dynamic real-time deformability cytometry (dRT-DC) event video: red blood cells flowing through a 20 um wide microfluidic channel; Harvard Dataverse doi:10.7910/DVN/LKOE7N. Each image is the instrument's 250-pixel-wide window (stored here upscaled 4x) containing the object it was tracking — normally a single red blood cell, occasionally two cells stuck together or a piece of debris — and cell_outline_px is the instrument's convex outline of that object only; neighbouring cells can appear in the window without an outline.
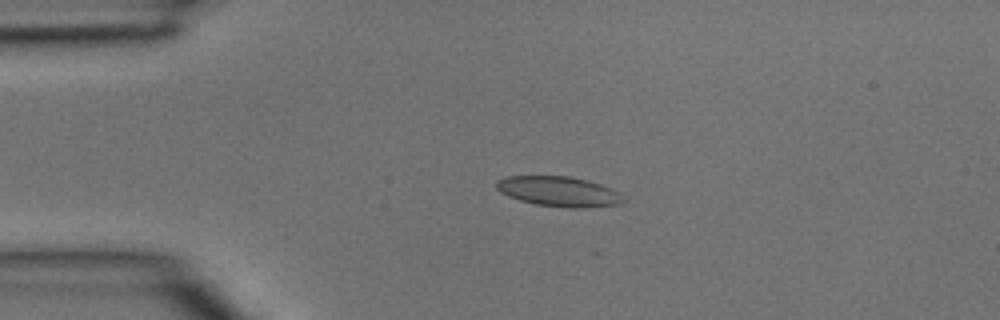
{"species": "common noctule bat (a hibernating species)", "species_latin": "Nyctalus noctula", "temperature_condition": "room temperature", "stored_images_in_passage": 3, "camera_frame_rate_fps": 3000, "um_per_image_px": 0.085, "animal": {"sex": "male", "body_mass_g": 15.6}, "frame": {"image": 1, "passage_image": 1, "time_ms": 0.0, "image_size_px": [1000, 320], "cell_outline_px": [[624, 200], [620, 204], [584, 208], [568, 208], [536, 204], [520, 200], [508, 196], [500, 192], [496, 188], [496, 180], [504, 176], [568, 176], [588, 180], [612, 188], [620, 192]], "centroid_in_image_um": [47.5, 16.27], "position_along_channel_um": 37.5, "area_um2": 22.37}}
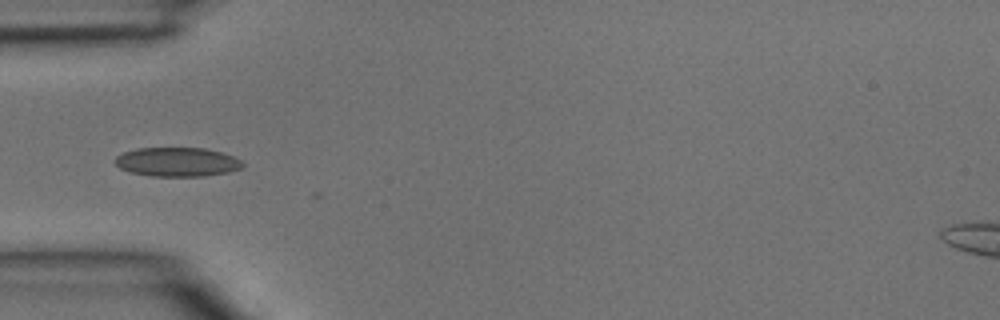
{"frame": {"image": 2, "passage_image": 2, "time_ms": 0.333, "image_size_px": [1000, 320], "cell_outline_px": [[244, 164], [240, 168], [228, 172], [204, 176], [152, 176], [132, 172], [120, 168], [116, 164], [116, 156], [124, 152], [136, 148], [204, 148], [220, 152], [232, 156], [240, 160]], "centroid_in_image_um": [15.05, 13.76], "position_along_channel_um": 69.9, "area_um2": 21.39}}
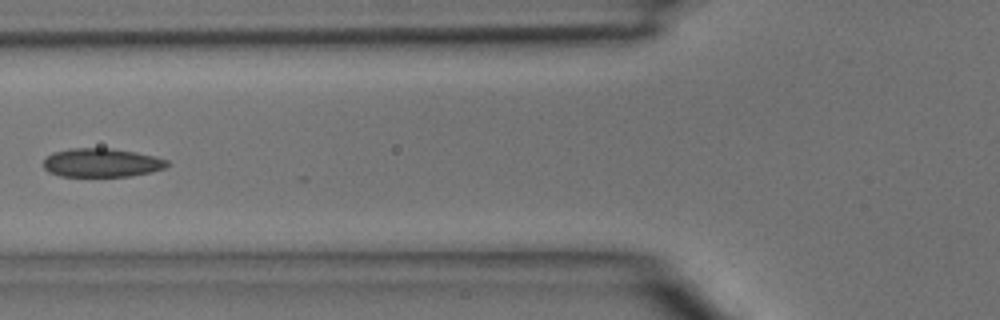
{"frame": {"image": 3, "passage_image": 3, "time_ms": 0.667, "image_size_px": [1000, 320], "cell_outline_px": [[172, 164], [164, 168], [152, 172], [132, 176], [60, 176], [48, 172], [44, 168], [44, 160], [52, 152], [72, 148], [112, 148], [136, 152], [156, 156], [168, 160]], "centroid_in_image_um": [8.68, 13.83], "position_along_channel_um": 117.1, "area_um2": 20.92}}